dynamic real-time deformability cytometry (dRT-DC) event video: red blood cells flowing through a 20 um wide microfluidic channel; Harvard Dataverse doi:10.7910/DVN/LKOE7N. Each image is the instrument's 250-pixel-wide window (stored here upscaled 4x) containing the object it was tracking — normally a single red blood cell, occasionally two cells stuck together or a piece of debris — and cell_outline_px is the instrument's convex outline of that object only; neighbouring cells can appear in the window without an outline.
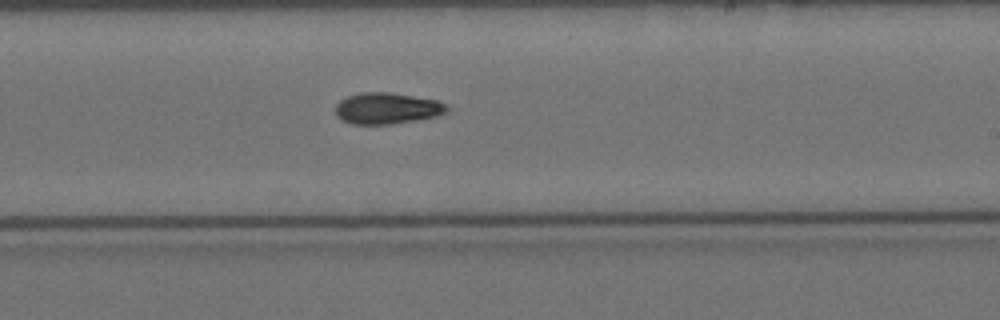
{"species": "Egyptian fruit bat (a non-hibernating species)", "species_latin": "Rousettus aegyptiacus", "temperature_condition": "cold", "stored_images_in_passage": 10, "camera_frame_rate_fps": 3000, "um_per_image_px": 0.085, "animal": {"sex": "female"}, "frame": {"image": 1, "passage_image": 10, "time_ms": 11.333, "image_size_px": [1000, 320], "cell_outline_px": [[448, 112], [440, 116], [392, 124], [352, 124], [340, 120], [336, 116], [336, 104], [340, 100], [348, 96], [360, 92], [388, 92], [436, 100], [444, 104], [448, 108]], "centroid_in_image_um": [32.88, 9.22], "position_along_channel_um": 256.1, "area_um2": 20.4}}